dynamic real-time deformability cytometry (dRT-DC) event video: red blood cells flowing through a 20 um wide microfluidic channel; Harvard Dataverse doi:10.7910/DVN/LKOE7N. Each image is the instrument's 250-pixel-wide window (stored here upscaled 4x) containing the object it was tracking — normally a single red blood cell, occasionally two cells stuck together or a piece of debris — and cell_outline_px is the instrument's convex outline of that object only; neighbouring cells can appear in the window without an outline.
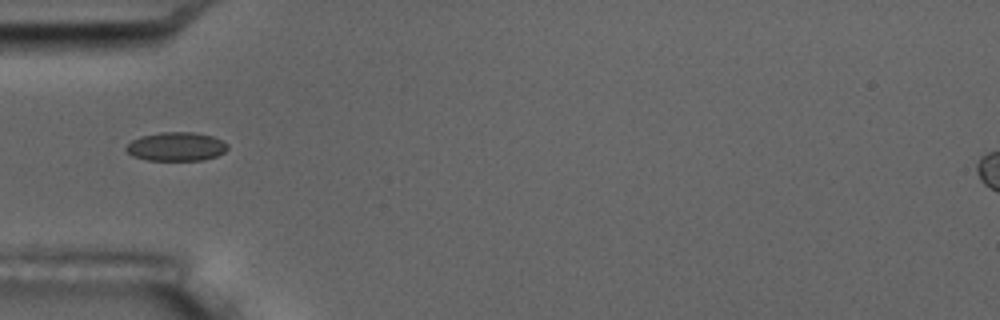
{"species": "common noctule bat (a hibernating species)", "species_latin": "Nyctalus noctula", "temperature_condition": "room temperature", "stored_images_in_passage": 8, "camera_frame_rate_fps": 3000, "um_per_image_px": 0.085, "animal": {"sex": "male", "body_mass_g": 17.5, "forearm_length_mm": 52.3}, "frame": {"image": 1, "passage_image": 4, "time_ms": 4.333, "image_size_px": [1000, 320], "cell_outline_px": [[228, 148], [224, 152], [216, 156], [204, 160], [148, 160], [132, 156], [124, 148], [132, 140], [140, 136], [160, 132], [192, 132], [212, 136], [228, 144]], "centroid_in_image_um": [14.97, 12.46], "position_along_channel_um": 70.0, "area_um2": 16.99}}
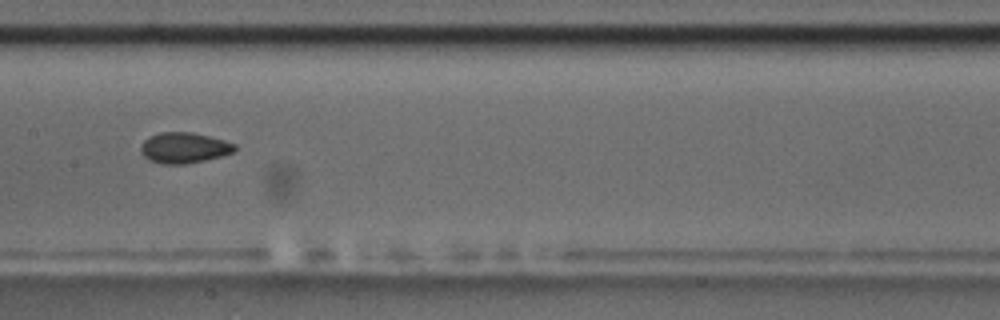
{"frame": {"image": 2, "passage_image": 7, "time_ms": 7.667, "image_size_px": [1000, 320], "cell_outline_px": [[236, 148], [232, 152], [220, 156], [204, 160], [184, 164], [160, 164], [148, 160], [140, 152], [140, 144], [148, 136], [160, 132], [192, 132], [224, 140], [236, 144]], "centroid_in_image_um": [15.59, 12.56], "position_along_channel_um": 191.8, "area_um2": 16.88}}